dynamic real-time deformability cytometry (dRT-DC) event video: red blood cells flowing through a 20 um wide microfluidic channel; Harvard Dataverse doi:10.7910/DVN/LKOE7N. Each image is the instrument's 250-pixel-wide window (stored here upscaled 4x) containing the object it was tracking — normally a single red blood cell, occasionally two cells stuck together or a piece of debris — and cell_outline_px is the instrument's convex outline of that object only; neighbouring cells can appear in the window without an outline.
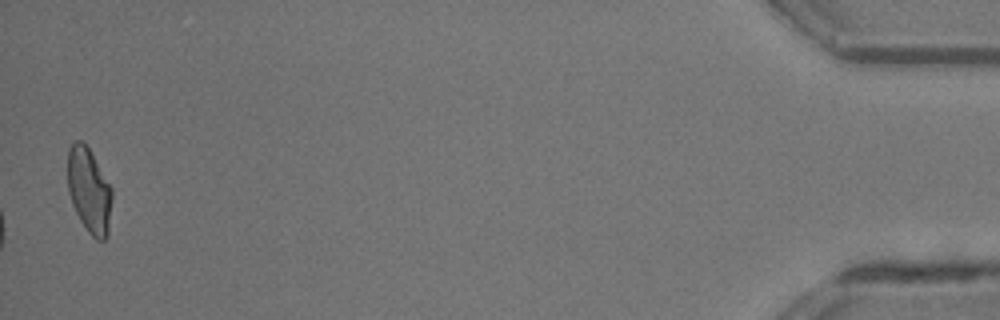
{"species": "common noctule bat (a hibernating species)", "species_latin": "Nyctalus noctula", "temperature_condition": "room temperature", "stored_images_in_passage": 39, "camera_frame_rate_fps": 3000, "um_per_image_px": 0.085, "animal": {"sex": "male", "body_mass_g": 13.3}, "frame": {"image": 1, "passage_image": 39, "time_ms": 12.667, "image_size_px": [1000, 320], "cell_outline_px": [[112, 200], [108, 236], [104, 240], [96, 240], [88, 232], [80, 220], [72, 204], [68, 192], [68, 148], [76, 140], [80, 140], [88, 148], [112, 188]], "centroid_in_image_um": [7.58, 16.23], "position_along_channel_um": 427.6, "area_um2": 21.91}, "authors_computed_cell_mechanics": {"area_um2": 14.0454, "velocity_mm_per_s": 4.1744, "shape_relaxation_time_tau1_ms": 4.5739, "shape_relaxation_time_tau2_ms": 1.3979, "deformation_change_tau1": 0.116, "deformation_change_tau2": 0.0575}}